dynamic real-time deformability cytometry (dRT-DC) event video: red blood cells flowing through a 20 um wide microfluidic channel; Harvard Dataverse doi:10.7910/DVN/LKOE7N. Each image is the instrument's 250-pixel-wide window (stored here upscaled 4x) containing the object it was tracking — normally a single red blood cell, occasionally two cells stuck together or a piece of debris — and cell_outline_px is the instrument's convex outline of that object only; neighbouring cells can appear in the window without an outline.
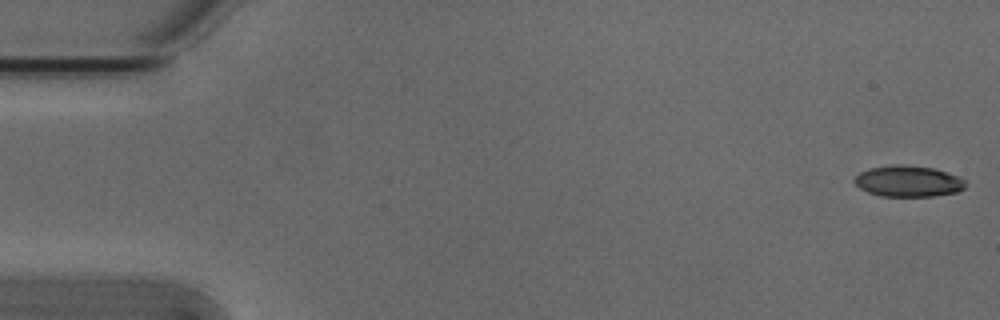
{"species": "Egyptian fruit bat (a non-hibernating species)", "species_latin": "Rousettus aegyptiacus", "temperature_condition": "cold", "stored_images_in_passage": 5, "camera_frame_rate_fps": 3000, "um_per_image_px": 0.085, "animal": {"sex": "male"}, "frame": {"image": 1, "passage_image": 1, "time_ms": 0.0, "image_size_px": [1000, 320], "cell_outline_px": [[968, 184], [964, 188], [956, 192], [936, 196], [880, 196], [868, 192], [860, 188], [852, 180], [860, 172], [868, 168], [896, 164], [904, 164], [932, 168], [956, 176], [964, 180]], "centroid_in_image_um": [77.17, 15.4], "position_along_channel_um": 7.8, "area_um2": 20.11}}
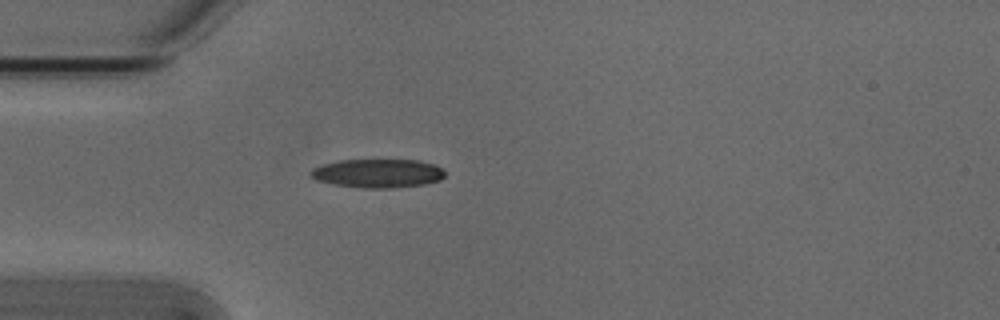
{"frame": {"image": 2, "passage_image": 5, "time_ms": 1.333, "image_size_px": [1000, 320], "cell_outline_px": [[444, 176], [440, 180], [424, 184], [392, 188], [360, 188], [332, 184], [316, 180], [308, 176], [308, 172], [312, 168], [336, 160], [420, 160], [436, 164], [444, 172]], "centroid_in_image_um": [32.06, 14.73], "position_along_channel_um": 52.9, "area_um2": 22.72}}